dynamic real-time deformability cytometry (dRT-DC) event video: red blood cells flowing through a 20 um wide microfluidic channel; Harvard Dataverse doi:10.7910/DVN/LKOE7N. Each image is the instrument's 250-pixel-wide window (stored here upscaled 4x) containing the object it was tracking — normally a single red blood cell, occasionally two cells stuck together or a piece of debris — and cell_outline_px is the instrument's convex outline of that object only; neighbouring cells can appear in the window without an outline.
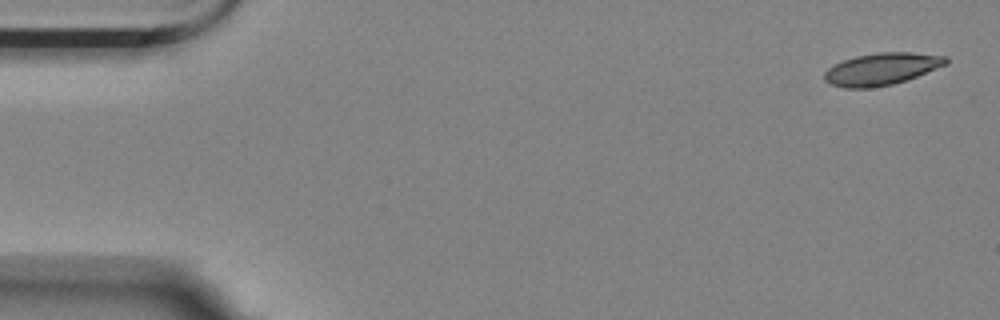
{"species": "Egyptian fruit bat (a non-hibernating species)", "species_latin": "Rousettus aegyptiacus", "temperature_condition": "room temperature", "stored_images_in_passage": 5, "camera_frame_rate_fps": 3000, "um_per_image_px": 0.085, "animal": {"sex": "female"}, "frame": {"image": 1, "passage_image": 1, "time_ms": 0.0, "image_size_px": [1000, 320], "cell_outline_px": [[948, 64], [916, 76], [892, 84], [868, 88], [844, 88], [832, 84], [824, 80], [824, 72], [828, 68], [844, 60], [856, 56], [880, 52], [912, 52], [948, 56]], "centroid_in_image_um": [74.95, 5.85], "position_along_channel_um": 10.0, "area_um2": 22.54}}
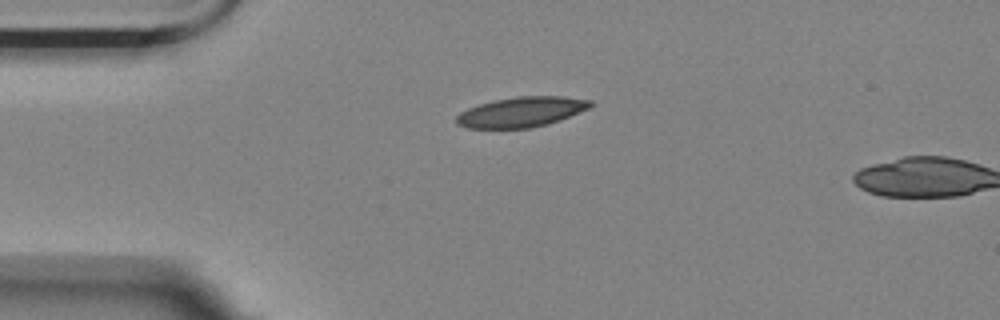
{"frame": {"image": 2, "passage_image": 4, "time_ms": 3.667, "image_size_px": [1000, 320], "cell_outline_px": [[592, 104], [588, 108], [568, 116], [544, 124], [528, 128], [468, 128], [456, 124], [456, 116], [460, 112], [468, 108], [480, 104], [496, 100], [516, 96], [564, 96], [592, 100]], "centroid_in_image_um": [44.27, 9.51], "position_along_channel_um": 40.7, "area_um2": 23.12}}